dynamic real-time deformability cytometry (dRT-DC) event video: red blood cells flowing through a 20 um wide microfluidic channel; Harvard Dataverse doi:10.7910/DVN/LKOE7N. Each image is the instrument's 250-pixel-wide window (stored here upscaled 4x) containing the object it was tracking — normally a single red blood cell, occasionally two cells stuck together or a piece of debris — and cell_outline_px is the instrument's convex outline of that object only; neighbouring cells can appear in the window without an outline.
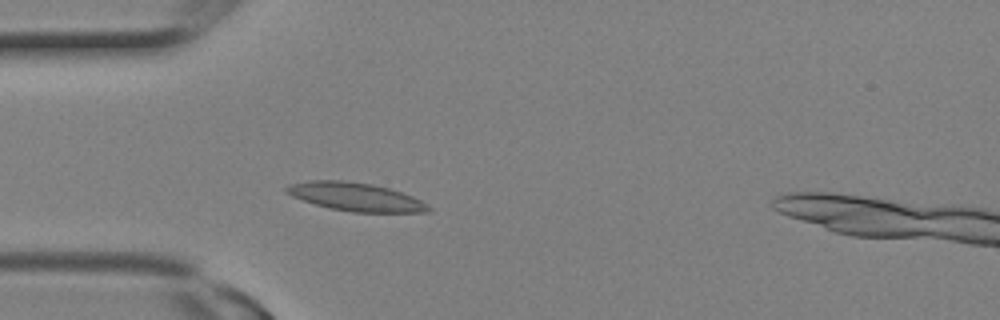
{"species": "Egyptian fruit bat (a non-hibernating species)", "species_latin": "Rousettus aegyptiacus", "temperature_condition": "room temperature", "stored_images_in_passage": 8, "camera_frame_rate_fps": 3000, "um_per_image_px": 0.085, "animal": {"sex": "female"}, "frame": {"image": 1, "passage_image": 6, "time_ms": 1.667, "image_size_px": [1000, 320], "cell_outline_px": [[432, 212], [352, 212], [328, 208], [292, 196], [284, 192], [284, 188], [292, 184], [312, 180], [340, 180], [372, 184], [388, 188], [412, 196], [420, 200], [432, 208]], "centroid_in_image_um": [30.23, 16.74], "position_along_channel_um": 54.8, "area_um2": 23.24}}
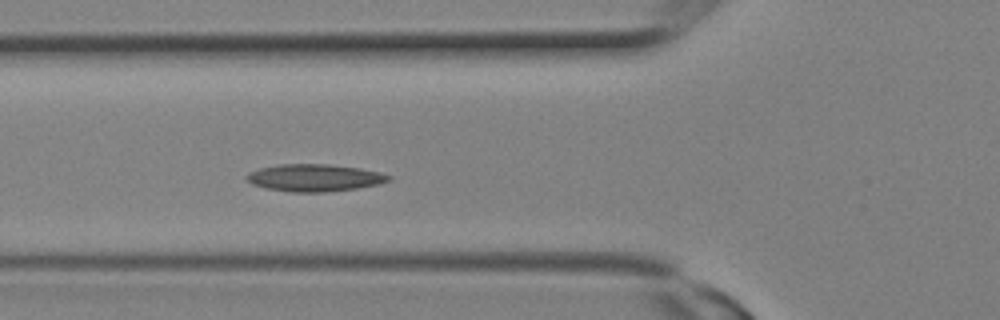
{"frame": {"image": 2, "passage_image": 8, "time_ms": 2.333, "image_size_px": [1000, 320], "cell_outline_px": [[392, 180], [380, 184], [356, 188], [324, 192], [288, 192], [264, 188], [252, 184], [244, 176], [248, 172], [260, 168], [280, 164], [328, 164], [360, 168], [380, 172], [392, 176]], "centroid_in_image_um": [26.73, 15.11], "position_along_channel_um": 99.1, "area_um2": 22.72}}